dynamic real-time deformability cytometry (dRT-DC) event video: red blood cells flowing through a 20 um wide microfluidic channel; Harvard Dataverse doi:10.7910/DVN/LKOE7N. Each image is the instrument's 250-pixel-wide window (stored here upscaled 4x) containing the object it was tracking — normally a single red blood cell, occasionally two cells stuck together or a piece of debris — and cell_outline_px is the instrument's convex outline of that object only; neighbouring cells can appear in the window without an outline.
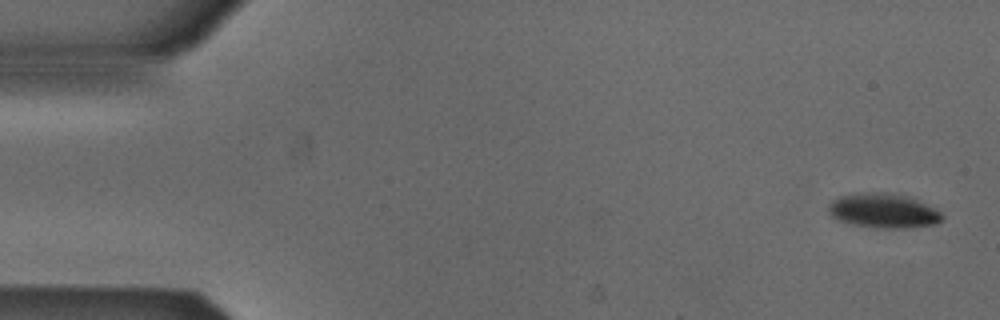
{"species": "Egyptian fruit bat (a non-hibernating species)", "species_latin": "Rousettus aegyptiacus", "temperature_condition": "cold", "stored_images_in_passage": 6, "camera_frame_rate_fps": 3000, "um_per_image_px": 0.085, "animal": {"sex": "male"}, "frame": {"image": 1, "passage_image": 1, "time_ms": 0.0, "image_size_px": [1000, 320], "cell_outline_px": [[944, 216], [936, 224], [904, 228], [876, 228], [852, 224], [836, 220], [828, 212], [828, 204], [832, 200], [840, 196], [860, 192], [888, 192], [908, 196], [940, 212]], "centroid_in_image_um": [75.02, 17.91], "position_along_channel_um": 10.0, "area_um2": 22.89}}
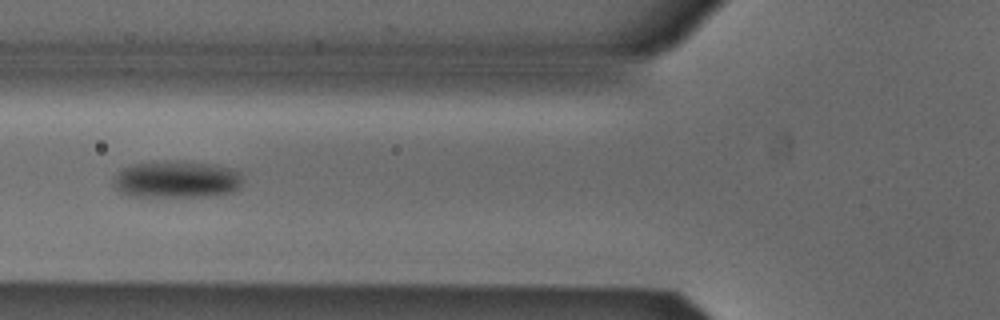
{"frame": {"image": 2, "passage_image": 6, "time_ms": 1.667, "image_size_px": [1000, 320], "cell_outline_px": [[244, 180], [240, 188], [236, 192], [216, 196], [132, 196], [120, 192], [112, 184], [112, 180], [124, 168], [132, 164], [152, 160], [184, 160], [216, 164], [232, 168], [240, 172]], "centroid_in_image_um": [15.09, 15.22], "position_along_channel_um": 110.7, "area_um2": 28.84}}